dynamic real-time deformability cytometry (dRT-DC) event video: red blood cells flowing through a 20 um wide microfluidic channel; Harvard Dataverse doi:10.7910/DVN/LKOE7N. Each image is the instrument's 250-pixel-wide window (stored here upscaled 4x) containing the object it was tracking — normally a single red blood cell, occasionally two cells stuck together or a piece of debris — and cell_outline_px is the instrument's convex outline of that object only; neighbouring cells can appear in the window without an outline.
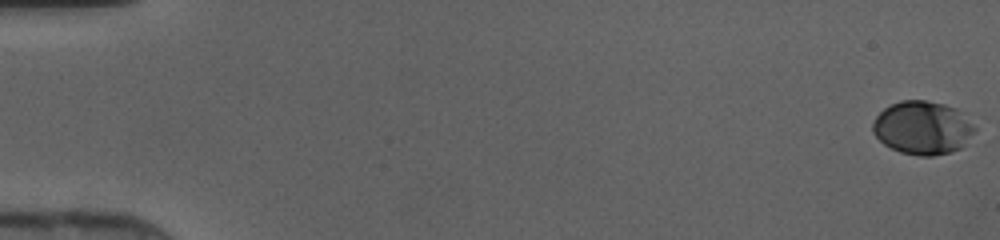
{"species": "human", "species_latin": "Homo sapiens", "temperature_condition": "cold", "stored_images_in_passage": 47, "camera_frame_rate_fps": 3000, "um_per_image_px": 0.085, "donor": {"sex": "female"}, "frame": {"image": 1, "passage_image": 1, "time_ms": 0.0, "image_size_px": [1000, 240], "cell_outline_px": [[976, 128], [964, 144], [960, 148], [952, 152], [932, 156], [920, 156], [900, 152], [884, 144], [872, 132], [872, 124], [876, 116], [884, 108], [900, 100], [924, 100], [944, 104], [956, 108], [976, 120]], "centroid_in_image_um": [78.46, 10.85], "position_along_channel_um": 6.5, "area_um2": 32.08}}
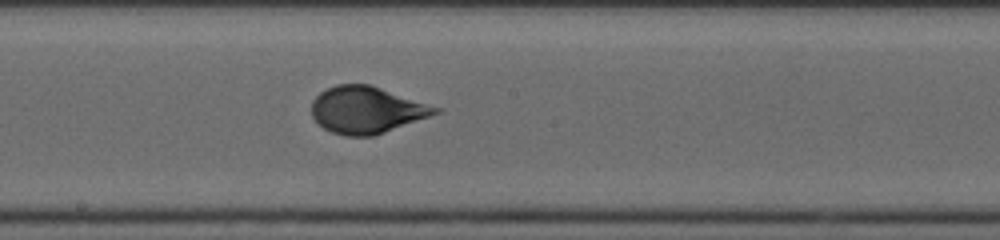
{"frame": {"image": 2, "passage_image": 27, "time_ms": 8.667, "image_size_px": [1000, 240], "cell_outline_px": [[440, 112], [384, 132], [372, 136], [344, 136], [332, 132], [324, 128], [312, 116], [312, 100], [320, 92], [336, 84], [368, 84], [440, 108]], "centroid_in_image_um": [31.11, 9.34], "position_along_channel_um": 217.1, "area_um2": 33.12}}
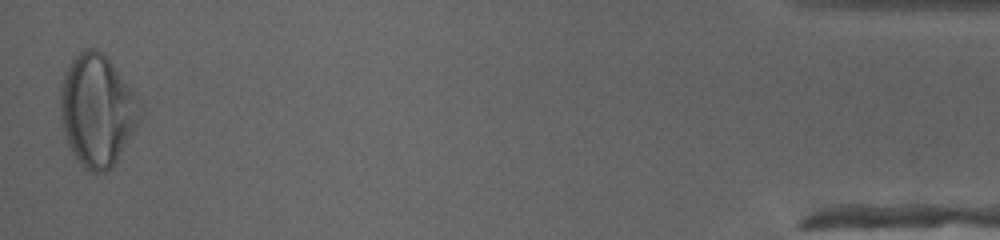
{"frame": {"image": 3, "passage_image": 47, "time_ms": 15.333, "image_size_px": [1000, 240], "cell_outline_px": [[140, 116], [132, 132], [116, 160], [104, 172], [92, 172], [84, 168], [68, 144], [64, 132], [60, 116], [60, 88], [64, 72], [68, 64], [84, 48], [96, 48], [112, 64], [132, 88], [136, 96], [140, 112]], "centroid_in_image_um": [8.21, 9.34], "position_along_channel_um": 427.0, "area_um2": 50.75}}